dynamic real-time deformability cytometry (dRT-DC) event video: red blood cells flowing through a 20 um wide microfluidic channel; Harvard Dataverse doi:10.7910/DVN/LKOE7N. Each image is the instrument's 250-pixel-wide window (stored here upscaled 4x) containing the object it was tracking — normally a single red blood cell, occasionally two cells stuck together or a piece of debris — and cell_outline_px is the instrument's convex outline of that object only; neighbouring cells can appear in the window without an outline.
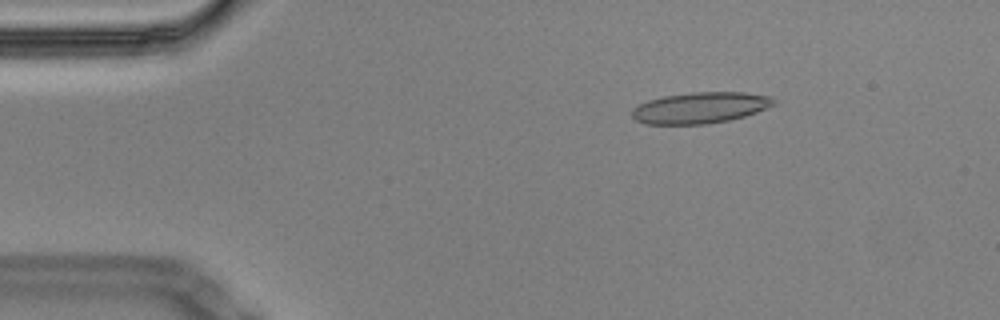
{"species": "Egyptian fruit bat (a non-hibernating species)", "species_latin": "Rousettus aegyptiacus", "temperature_condition": "cold", "stored_images_in_passage": 49, "camera_frame_rate_fps": 3000, "um_per_image_px": 0.085, "animal": {"sex": "male"}, "frame": {"image": 1, "passage_image": 1, "time_ms": 0.0, "image_size_px": [1000, 320], "cell_outline_px": [[776, 104], [756, 112], [744, 116], [728, 120], [708, 124], [644, 124], [636, 120], [632, 116], [632, 108], [648, 100], [664, 96], [692, 92], [744, 92], [772, 96], [776, 100]], "centroid_in_image_um": [59.53, 9.15], "position_along_channel_um": 25.5, "area_um2": 25.78}}
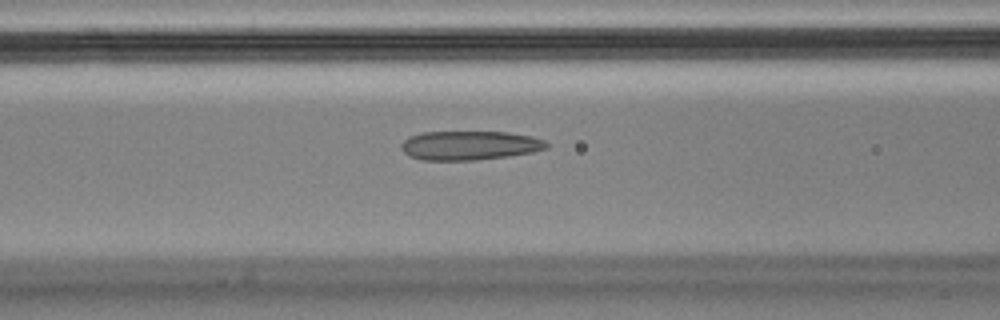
{"frame": {"image": 2, "passage_image": 15, "time_ms": 4.667, "image_size_px": [1000, 320], "cell_outline_px": [[548, 148], [532, 152], [508, 156], [476, 160], [424, 160], [408, 156], [400, 148], [400, 144], [408, 136], [424, 132], [508, 132], [532, 136], [544, 140], [548, 144]], "centroid_in_image_um": [39.89, 12.36], "position_along_channel_um": 126.7, "area_um2": 24.74}}
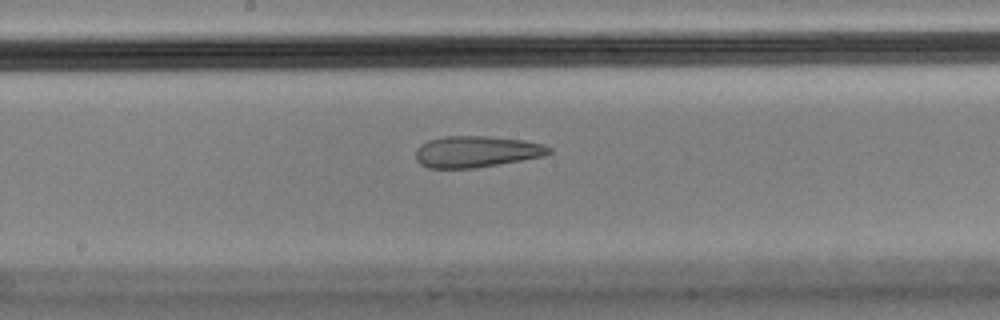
{"frame": {"image": 3, "passage_image": 22, "time_ms": 7.0, "image_size_px": [1000, 320], "cell_outline_px": [[552, 152], [544, 156], [476, 168], [428, 168], [420, 164], [416, 160], [416, 148], [420, 144], [428, 140], [444, 136], [488, 136], [524, 140], [544, 144], [552, 148]], "centroid_in_image_um": [40.49, 12.88], "position_along_channel_um": 207.7, "area_um2": 24.57}, "authors_computed_cell_mechanics": {"area_um2": 26.299, "velocity_mm_per_s": 3.4682, "shape_relaxation_time_tau1_ms": null, "shape_relaxation_time_tau2_ms": 3.5209, "deformation_change_tau1": null, "deformation_change_tau2": 0.1217}}